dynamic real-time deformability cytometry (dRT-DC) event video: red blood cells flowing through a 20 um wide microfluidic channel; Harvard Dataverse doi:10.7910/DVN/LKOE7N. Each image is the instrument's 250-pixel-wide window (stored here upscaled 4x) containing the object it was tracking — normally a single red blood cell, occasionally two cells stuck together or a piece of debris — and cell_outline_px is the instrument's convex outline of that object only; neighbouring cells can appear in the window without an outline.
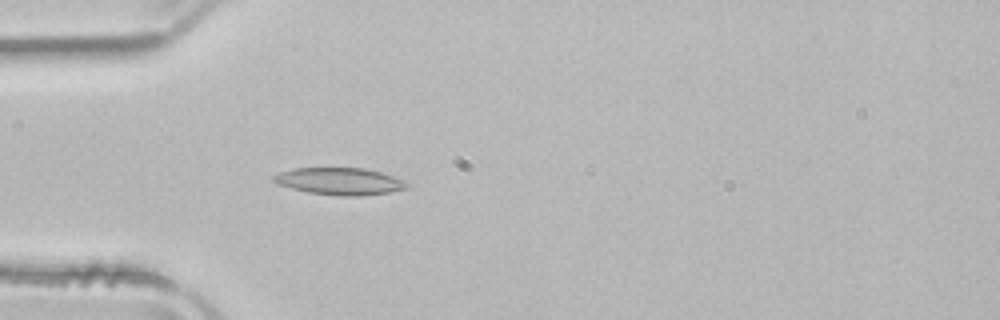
{"species": "common noctule bat (a hibernating species)", "species_latin": "Nyctalus noctula", "temperature_condition": "room temperature", "stored_images_in_passage": 18, "camera_frame_rate_fps": 3000, "um_per_image_px": 0.085, "animal": {"sex": "male", "body_mass_g": 21.5, "forearm_length_mm": 52.0}, "frame": {"image": 1, "passage_image": 6, "time_ms": 1.667, "image_size_px": [1000, 320], "cell_outline_px": [[408, 188], [388, 192], [360, 196], [340, 196], [308, 192], [276, 184], [272, 180], [272, 176], [280, 172], [292, 168], [364, 168], [380, 172], [408, 180]], "centroid_in_image_um": [28.89, 15.4], "position_along_channel_um": 56.1, "area_um2": 21.15}}